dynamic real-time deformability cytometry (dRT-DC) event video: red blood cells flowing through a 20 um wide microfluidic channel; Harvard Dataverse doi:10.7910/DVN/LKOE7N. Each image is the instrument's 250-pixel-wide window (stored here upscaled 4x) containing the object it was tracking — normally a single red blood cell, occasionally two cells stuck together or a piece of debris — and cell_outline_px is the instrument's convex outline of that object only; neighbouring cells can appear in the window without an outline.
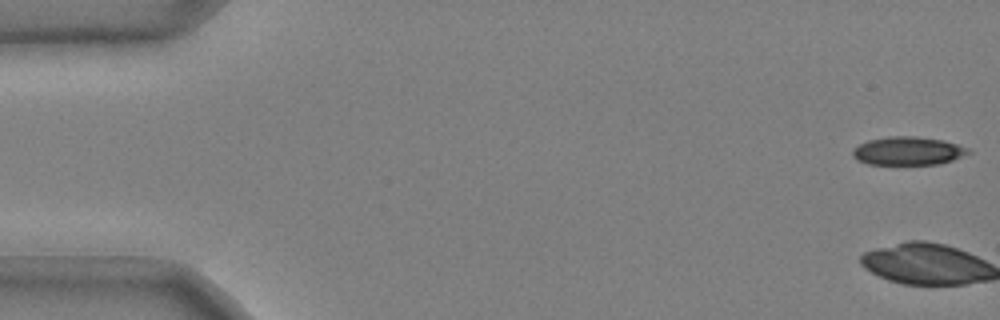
{"species": "common noctule bat (a hibernating species)", "species_latin": "Nyctalus noctula", "temperature_condition": "cold", "stored_images_in_passage": 52, "camera_frame_rate_fps": 3000, "um_per_image_px": 0.085, "animal": {"sex": "male", "body_mass_g": 20.4}, "frame": {"image": 1, "passage_image": 1, "time_ms": 0.0, "image_size_px": [1000, 320], "cell_outline_px": [[972, 152], [952, 160], [940, 164], [868, 164], [856, 160], [852, 156], [852, 148], [868, 140], [888, 136], [916, 136], [944, 140], [968, 148]], "centroid_in_image_um": [77.15, 12.82], "position_along_channel_um": 7.8, "area_um2": 19.19}}